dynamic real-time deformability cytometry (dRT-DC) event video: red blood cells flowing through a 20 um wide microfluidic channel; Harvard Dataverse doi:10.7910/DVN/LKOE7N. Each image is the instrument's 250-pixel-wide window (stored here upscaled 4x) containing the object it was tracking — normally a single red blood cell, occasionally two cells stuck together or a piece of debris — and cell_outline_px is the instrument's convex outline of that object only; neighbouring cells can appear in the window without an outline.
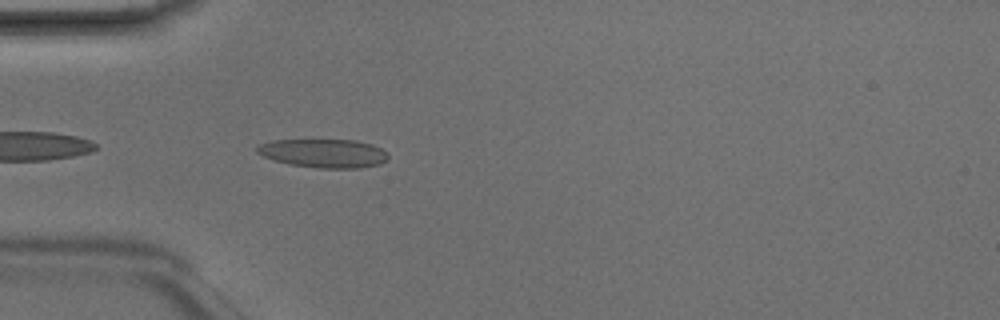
{"species": "Egyptian fruit bat (a non-hibernating species)", "species_latin": "Rousettus aegyptiacus", "temperature_condition": "room temperature", "stored_images_in_passage": 4, "camera_frame_rate_fps": 3000, "um_per_image_px": 0.085, "animal": {"sex": "male"}, "frame": {"image": 1, "passage_image": 4, "time_ms": 1.0, "image_size_px": [1000, 320], "cell_outline_px": [[388, 156], [380, 164], [360, 168], [320, 168], [288, 164], [264, 156], [256, 152], [256, 148], [260, 144], [272, 140], [356, 140], [372, 144], [388, 152]], "centroid_in_image_um": [27.53, 13.02], "position_along_channel_um": 57.5, "area_um2": 21.79}}